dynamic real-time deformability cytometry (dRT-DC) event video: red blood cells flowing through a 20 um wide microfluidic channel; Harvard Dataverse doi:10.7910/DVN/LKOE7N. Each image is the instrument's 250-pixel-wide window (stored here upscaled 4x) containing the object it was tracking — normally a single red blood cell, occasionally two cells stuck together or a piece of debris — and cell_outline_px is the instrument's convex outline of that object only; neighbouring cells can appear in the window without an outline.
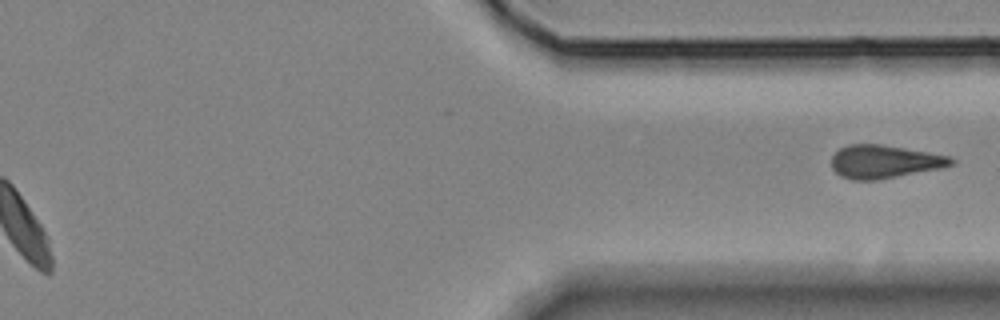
{"species": "Egyptian fruit bat (a non-hibernating species)", "species_latin": "Rousettus aegyptiacus", "temperature_condition": "room temperature", "stored_images_in_passage": 13, "segment_of_instrument_passage": [2, 2], "camera_frame_rate_fps": 3000, "um_per_image_px": 0.085, "animal": {"sex": "female"}, "frame": {"image": 1, "passage_image": 13, "time_ms": 15.667, "image_size_px": [1000, 320], "cell_outline_px": [[956, 164], [944, 168], [876, 180], [852, 180], [840, 176], [832, 168], [832, 156], [840, 148], [848, 144], [880, 144], [952, 156], [956, 160]], "centroid_in_image_um": [75.22, 13.74], "position_along_channel_um": 336.2, "area_um2": 23.35}}